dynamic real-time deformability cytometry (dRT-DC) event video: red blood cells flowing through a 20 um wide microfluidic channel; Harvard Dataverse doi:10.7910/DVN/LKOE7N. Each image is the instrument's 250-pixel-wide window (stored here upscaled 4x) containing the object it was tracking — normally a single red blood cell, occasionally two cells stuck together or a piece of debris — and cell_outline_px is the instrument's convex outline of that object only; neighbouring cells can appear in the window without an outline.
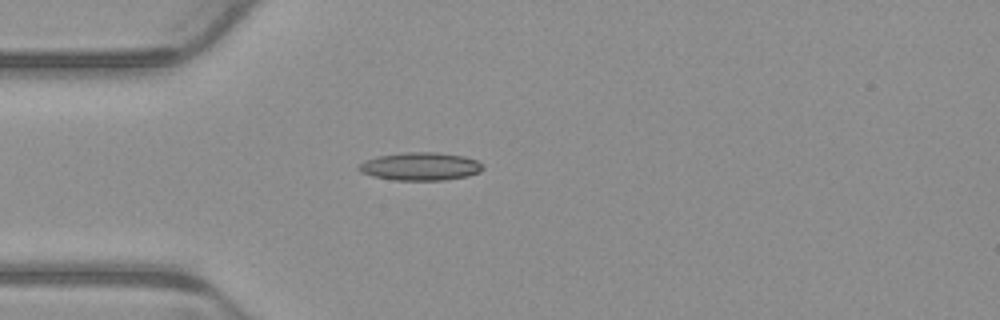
{"species": "common noctule bat (a hibernating species)", "species_latin": "Nyctalus noctula", "temperature_condition": "warm", "stored_images_in_passage": 3, "camera_frame_rate_fps": 3000, "um_per_image_px": 0.085, "animal": {"sex": "male", "body_mass_g": 23.1, "forearm_length_mm": 52.7}, "frame": {"image": 1, "passage_image": 3, "time_ms": 0.667, "image_size_px": [1000, 320], "cell_outline_px": [[484, 168], [480, 172], [468, 176], [444, 180], [396, 180], [372, 176], [360, 172], [356, 168], [364, 160], [376, 156], [404, 152], [436, 152], [464, 156], [476, 160], [484, 164]], "centroid_in_image_um": [35.73, 14.14], "position_along_channel_um": 49.3, "area_um2": 20.46}}